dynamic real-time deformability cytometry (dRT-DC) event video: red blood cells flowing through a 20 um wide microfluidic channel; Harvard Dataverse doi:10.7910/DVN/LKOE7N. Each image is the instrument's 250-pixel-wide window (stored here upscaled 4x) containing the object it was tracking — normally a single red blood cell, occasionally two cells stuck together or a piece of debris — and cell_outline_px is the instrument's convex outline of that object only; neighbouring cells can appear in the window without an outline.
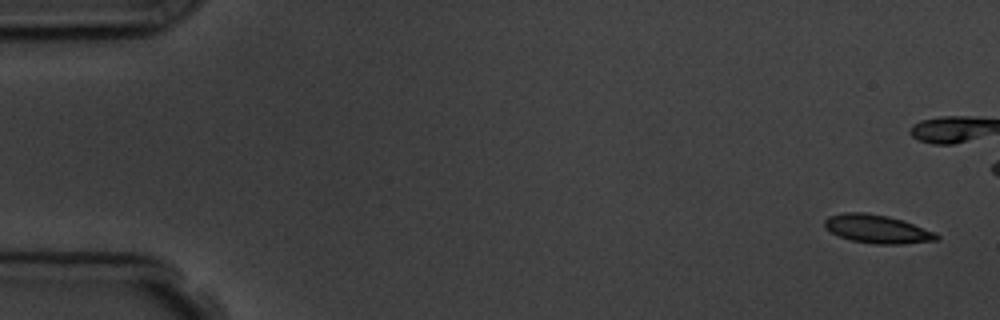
{"species": "common noctule bat (a hibernating species)", "species_latin": "Nyctalus noctula", "temperature_condition": "room temperature", "stored_images_in_passage": 6, "camera_frame_rate_fps": 3000, "um_per_image_px": 0.085, "animal": {"sex": "male", "body_mass_g": 19.5, "forearm_length_mm": 54.6}, "frame": {"image": 1, "passage_image": 1, "time_ms": 0.0, "image_size_px": [1000, 320], "cell_outline_px": [[940, 240], [900, 244], [876, 244], [852, 240], [840, 236], [824, 228], [824, 220], [828, 216], [844, 212], [864, 212], [888, 216], [904, 220], [936, 232], [940, 236]], "centroid_in_image_um": [74.59, 19.46], "position_along_channel_um": 10.4, "area_um2": 18.67}}